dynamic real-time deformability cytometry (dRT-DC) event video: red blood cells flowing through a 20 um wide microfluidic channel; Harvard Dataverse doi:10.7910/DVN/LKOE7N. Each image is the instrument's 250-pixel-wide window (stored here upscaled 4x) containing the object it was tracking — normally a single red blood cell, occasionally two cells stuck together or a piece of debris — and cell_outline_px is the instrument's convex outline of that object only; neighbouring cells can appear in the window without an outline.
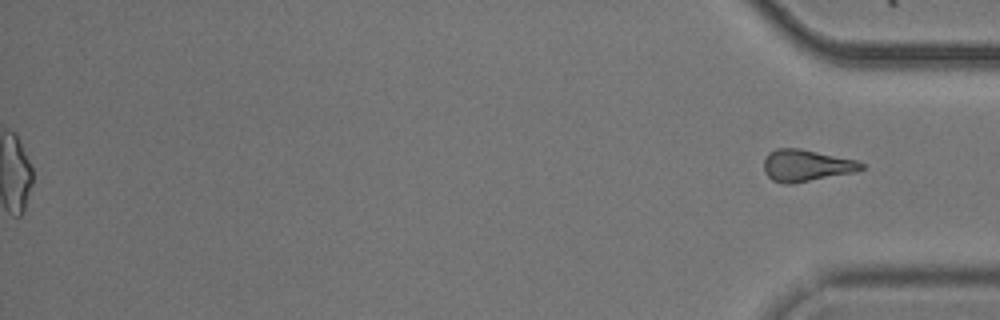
{"species": "common noctule bat (a hibernating species)", "species_latin": "Nyctalus noctula", "temperature_condition": "cold", "stored_images_in_passage": 54, "segment_of_instrument_passage": [2, 2], "camera_frame_rate_fps": 3000, "um_per_image_px": 0.085, "animal": {"sex": "male", "body_mass_g": 20.5, "forearm_length_mm": 52.5}, "frame": {"image": 1, "passage_image": 54, "time_ms": 17.667, "image_size_px": [1000, 320], "cell_outline_px": [[864, 168], [856, 172], [792, 184], [784, 184], [772, 180], [764, 172], [764, 160], [768, 152], [776, 148], [800, 148], [856, 160], [864, 164]], "centroid_in_image_um": [68.52, 14.07], "position_along_channel_um": 366.7, "area_um2": 18.21}}